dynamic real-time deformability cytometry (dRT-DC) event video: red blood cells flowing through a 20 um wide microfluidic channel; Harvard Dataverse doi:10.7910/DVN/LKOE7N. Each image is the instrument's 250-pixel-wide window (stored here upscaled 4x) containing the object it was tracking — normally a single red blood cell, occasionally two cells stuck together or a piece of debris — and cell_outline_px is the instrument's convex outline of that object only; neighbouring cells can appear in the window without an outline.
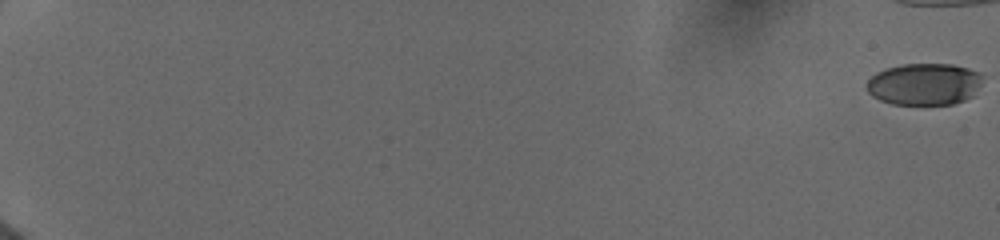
{"species": "human", "species_latin": "Homo sapiens", "temperature_condition": "cold", "stored_images_in_passage": 45, "camera_frame_rate_fps": 3000, "um_per_image_px": 0.085, "donor": {"sex": "female"}, "frame": {"image": 1, "passage_image": 1, "time_ms": 0.0, "image_size_px": [1000, 240], "cell_outline_px": [[980, 84], [972, 96], [964, 100], [952, 104], [892, 104], [880, 100], [872, 96], [868, 92], [864, 84], [876, 72], [884, 68], [904, 64], [952, 64], [968, 68], [980, 72]], "centroid_in_image_um": [78.51, 7.14], "position_along_channel_um": 6.5, "area_um2": 28.32}}
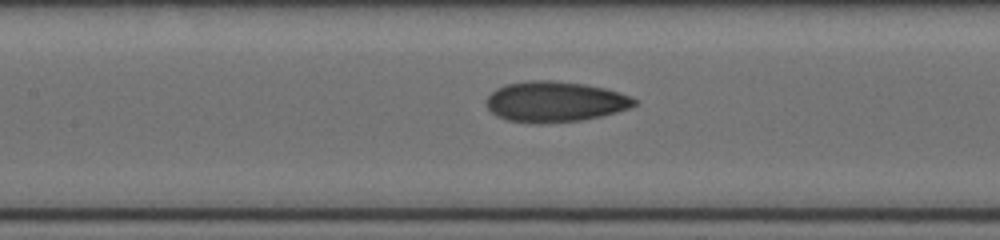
{"frame": {"image": 2, "passage_image": 26, "time_ms": 10.0, "image_size_px": [1000, 240], "cell_outline_px": [[636, 104], [628, 108], [616, 112], [584, 120], [540, 124], [536, 124], [508, 120], [496, 116], [484, 104], [484, 100], [496, 88], [504, 84], [532, 80], [552, 80], [584, 84], [604, 88], [632, 96], [636, 100]], "centroid_in_image_um": [47.13, 8.65], "position_along_channel_um": 160.3, "area_um2": 35.2}}
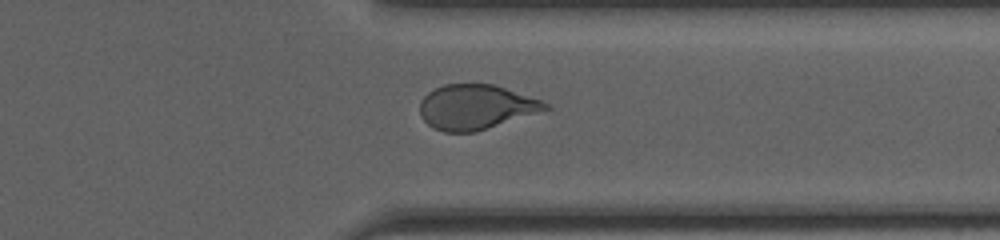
{"frame": {"image": 3, "passage_image": 43, "time_ms": 15.333, "image_size_px": [1000, 240], "cell_outline_px": [[552, 108], [476, 132], [444, 132], [432, 128], [420, 116], [420, 100], [428, 92], [444, 84], [492, 84], [540, 100], [548, 104]], "centroid_in_image_um": [40.41, 9.11], "position_along_channel_um": 371.0, "area_um2": 32.54}}